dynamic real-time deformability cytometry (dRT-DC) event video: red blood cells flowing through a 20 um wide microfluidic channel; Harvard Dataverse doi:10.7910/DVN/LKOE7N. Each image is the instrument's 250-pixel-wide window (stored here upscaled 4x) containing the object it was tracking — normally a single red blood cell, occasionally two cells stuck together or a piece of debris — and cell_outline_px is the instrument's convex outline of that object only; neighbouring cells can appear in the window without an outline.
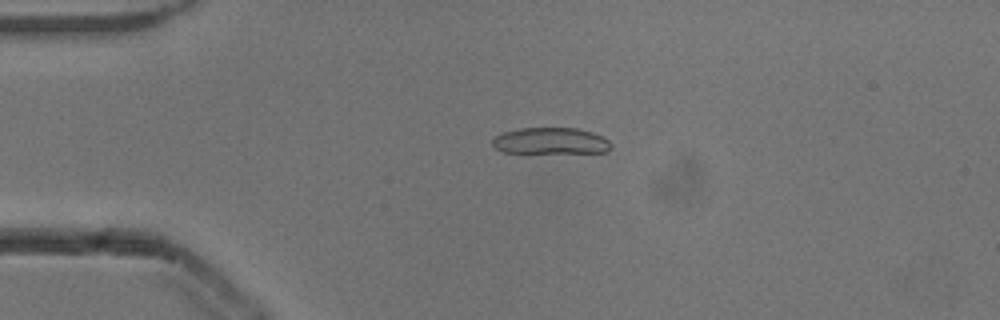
{"species": "common noctule bat (a hibernating species)", "species_latin": "Nyctalus noctula", "temperature_condition": "cold", "stored_images_in_passage": 45, "camera_frame_rate_fps": 3000, "um_per_image_px": 0.085, "animal": {"sex": "male", "body_mass_g": 13.3}, "frame": {"image": 1, "passage_image": 4, "time_ms": 1.0, "image_size_px": [1000, 320], "cell_outline_px": [[612, 148], [608, 152], [504, 152], [496, 148], [492, 144], [492, 140], [496, 136], [504, 132], [520, 128], [576, 128], [592, 132], [608, 140], [612, 144]], "centroid_in_image_um": [46.83, 11.97], "position_along_channel_um": 38.2, "area_um2": 18.03}}
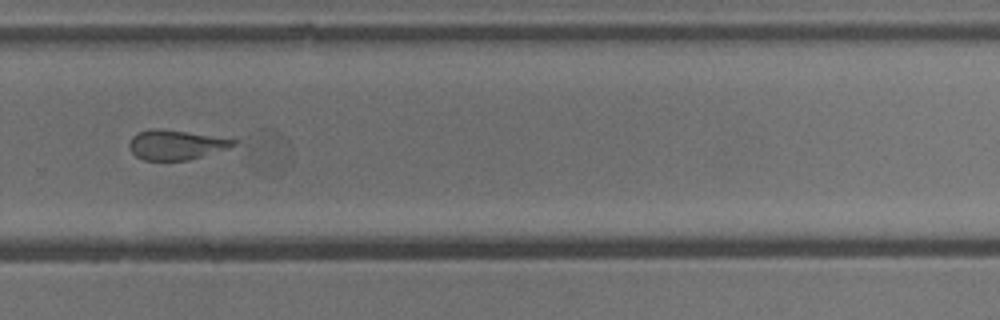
{"frame": {"image": 2, "passage_image": 28, "time_ms": 9.0, "image_size_px": [1000, 320], "cell_outline_px": [[236, 144], [228, 148], [188, 160], [144, 160], [136, 156], [128, 148], [128, 144], [132, 136], [136, 132], [152, 128], [160, 128], [236, 140]], "centroid_in_image_um": [14.86, 12.3], "position_along_channel_um": 314.9, "area_um2": 17.8}}
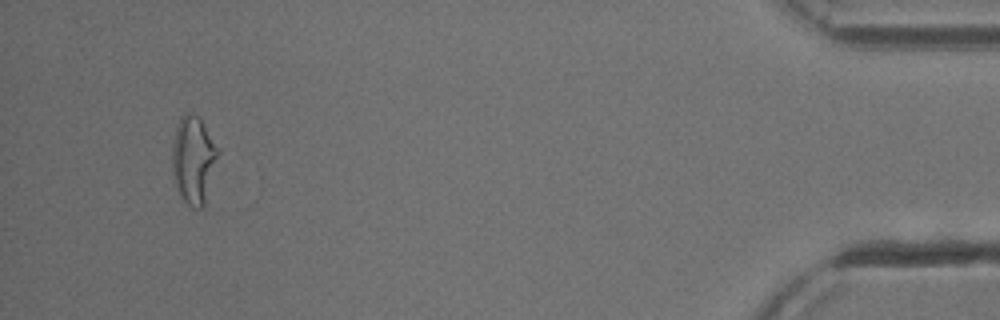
{"frame": {"image": 3, "passage_image": 42, "time_ms": 13.667, "image_size_px": [1000, 320], "cell_outline_px": [[220, 152], [204, 208], [192, 208], [180, 196], [172, 172], [172, 144], [176, 128], [180, 116], [184, 112], [192, 112], [200, 116], [220, 148]], "centroid_in_image_um": [16.48, 13.54], "position_along_channel_um": 418.7, "area_um2": 24.1}}